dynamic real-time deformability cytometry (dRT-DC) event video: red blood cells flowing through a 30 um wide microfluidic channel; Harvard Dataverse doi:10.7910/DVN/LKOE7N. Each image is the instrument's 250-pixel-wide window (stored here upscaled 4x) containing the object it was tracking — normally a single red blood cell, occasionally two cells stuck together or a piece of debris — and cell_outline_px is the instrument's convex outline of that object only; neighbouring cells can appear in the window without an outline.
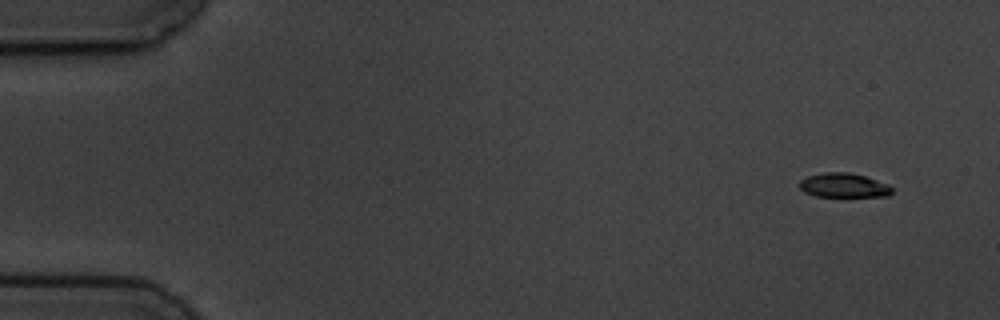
{"species": "common noctule bat (a hibernating species)", "species_latin": "Nyctalus noctula", "temperature_condition": "cold", "stored_images_in_passage": 10, "camera_frame_rate_fps": 3000, "um_per_image_px": 0.085, "animal": {"sex": "male", "body_mass_g": 19.5, "forearm_length_mm": 54.6}, "frame": {"image": 1, "passage_image": 1, "time_ms": 0.0, "image_size_px": [1000, 320], "cell_outline_px": [[892, 192], [888, 196], [816, 196], [804, 192], [800, 188], [800, 180], [808, 176], [824, 172], [848, 172], [864, 176], [888, 184], [892, 188]], "centroid_in_image_um": [71.71, 15.75], "position_along_channel_um": 13.3, "area_um2": 12.95}}
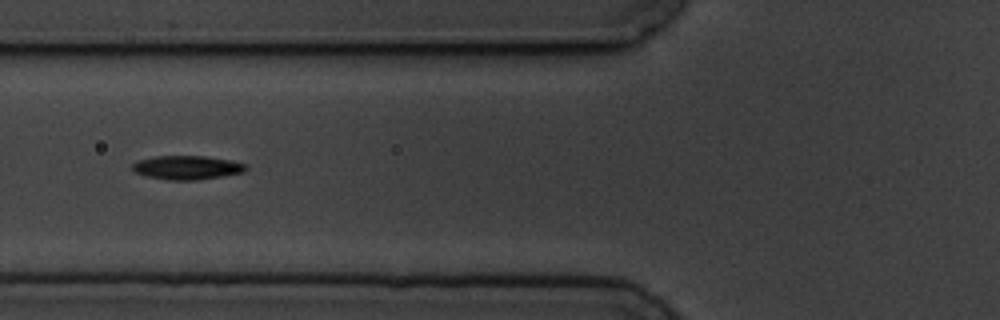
{"frame": {"image": 2, "passage_image": 6, "time_ms": 6.0, "image_size_px": [1000, 320], "cell_outline_px": [[248, 168], [244, 172], [196, 180], [164, 180], [144, 176], [136, 172], [132, 168], [132, 164], [140, 160], [156, 156], [204, 156], [228, 160], [244, 164]], "centroid_in_image_um": [15.86, 14.25], "position_along_channel_um": 109.9, "area_um2": 15.61}}
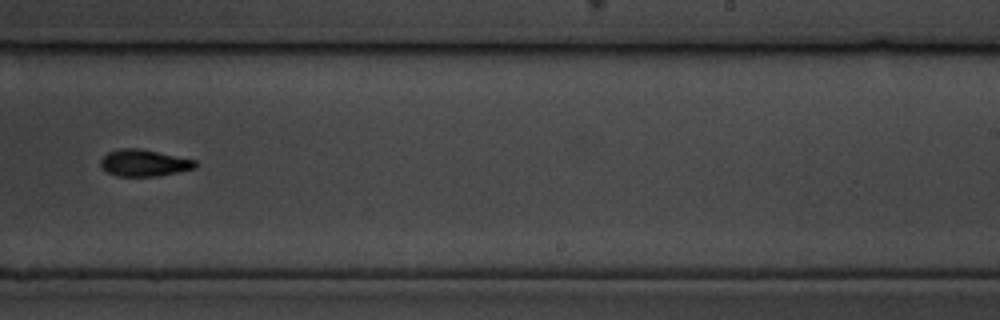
{"frame": {"image": 3, "passage_image": 10, "time_ms": 10.667, "image_size_px": [1000, 320], "cell_outline_px": [[196, 168], [160, 176], [116, 176], [108, 172], [100, 164], [100, 160], [108, 152], [120, 148], [136, 148], [196, 160]], "centroid_in_image_um": [12.24, 13.86], "position_along_channel_um": 276.8, "area_um2": 14.57}}